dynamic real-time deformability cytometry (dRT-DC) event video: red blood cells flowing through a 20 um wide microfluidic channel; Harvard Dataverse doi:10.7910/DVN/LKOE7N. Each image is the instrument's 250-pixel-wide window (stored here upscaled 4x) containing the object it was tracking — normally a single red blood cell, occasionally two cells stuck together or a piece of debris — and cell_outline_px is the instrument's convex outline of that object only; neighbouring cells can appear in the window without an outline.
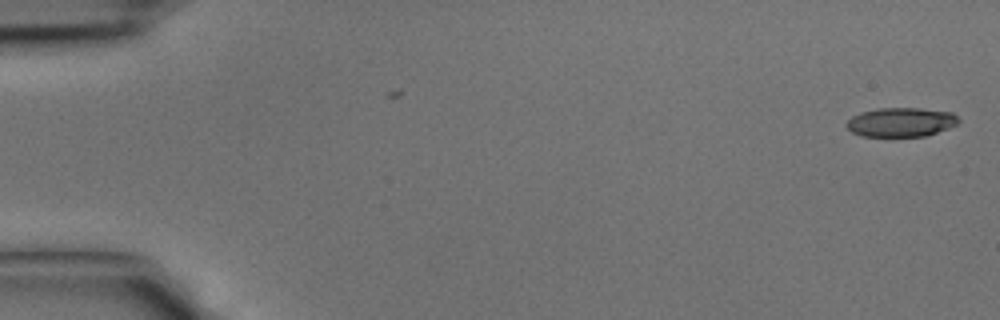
{"species": "common noctule bat (a hibernating species)", "species_latin": "Nyctalus noctula", "temperature_condition": "cold", "stored_images_in_passage": 3, "camera_frame_rate_fps": 3000, "um_per_image_px": 0.085, "animal": {"sex": "male", "body_mass_g": 15.6}, "frame": {"image": 1, "passage_image": 1, "time_ms": 0.0, "image_size_px": [1000, 320], "cell_outline_px": [[960, 120], [956, 124], [948, 128], [924, 136], [860, 136], [852, 132], [844, 124], [852, 116], [860, 112], [880, 108], [920, 108], [952, 112]], "centroid_in_image_um": [76.55, 10.38], "position_along_channel_um": 8.4, "area_um2": 18.96}}